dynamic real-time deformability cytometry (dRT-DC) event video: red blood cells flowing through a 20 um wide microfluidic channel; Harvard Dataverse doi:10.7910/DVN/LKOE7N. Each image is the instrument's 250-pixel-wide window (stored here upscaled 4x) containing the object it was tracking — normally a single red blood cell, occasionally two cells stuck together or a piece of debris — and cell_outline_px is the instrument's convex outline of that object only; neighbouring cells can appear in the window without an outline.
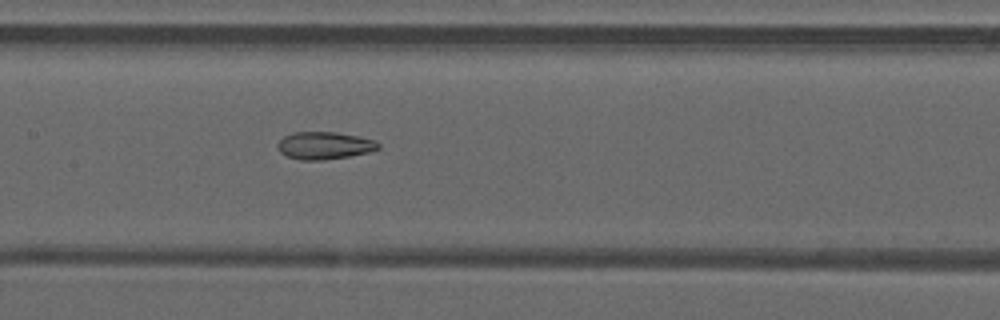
{"species": "common noctule bat (a hibernating species)", "species_latin": "Nyctalus noctula", "temperature_condition": "warm", "stored_images_in_passage": 39, "camera_frame_rate_fps": 3000, "um_per_image_px": 0.085, "animal": {"sex": "male", "forearm_length_mm": 52.5}, "frame": {"image": 1, "passage_image": 13, "time_ms": 4.0, "image_size_px": [1000, 320], "cell_outline_px": [[380, 148], [368, 152], [348, 156], [324, 160], [300, 160], [288, 156], [280, 152], [276, 148], [276, 144], [284, 136], [292, 132], [336, 132], [376, 140], [380, 144]], "centroid_in_image_um": [27.55, 12.37], "position_along_channel_um": 179.8, "area_um2": 16.13}}
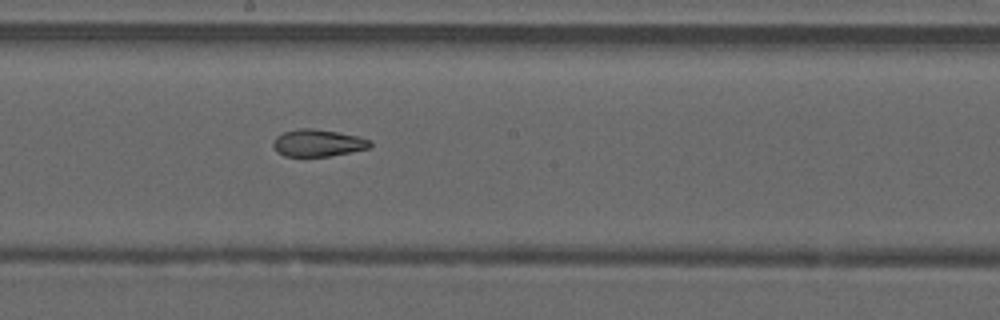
{"frame": {"image": 2, "passage_image": 16, "time_ms": 5.0, "image_size_px": [1000, 320], "cell_outline_px": [[372, 144], [368, 148], [328, 156], [284, 156], [276, 152], [272, 144], [272, 140], [276, 136], [284, 132], [296, 128], [312, 128], [336, 132], [356, 136], [372, 140]], "centroid_in_image_um": [26.96, 12.14], "position_along_channel_um": 221.2, "area_um2": 15.26}}
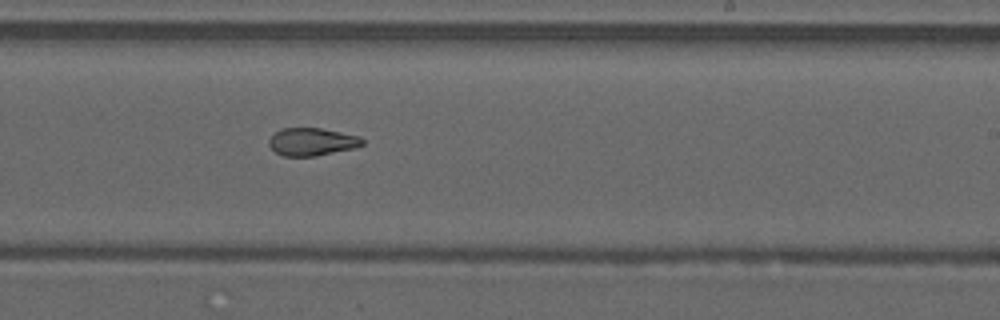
{"frame": {"image": 3, "passage_image": 19, "time_ms": 6.0, "image_size_px": [1000, 320], "cell_outline_px": [[364, 144], [352, 148], [316, 156], [284, 156], [276, 152], [268, 144], [268, 140], [276, 132], [284, 128], [320, 128], [360, 136], [364, 140]], "centroid_in_image_um": [26.51, 12.05], "position_along_channel_um": 262.5, "area_um2": 14.91}}